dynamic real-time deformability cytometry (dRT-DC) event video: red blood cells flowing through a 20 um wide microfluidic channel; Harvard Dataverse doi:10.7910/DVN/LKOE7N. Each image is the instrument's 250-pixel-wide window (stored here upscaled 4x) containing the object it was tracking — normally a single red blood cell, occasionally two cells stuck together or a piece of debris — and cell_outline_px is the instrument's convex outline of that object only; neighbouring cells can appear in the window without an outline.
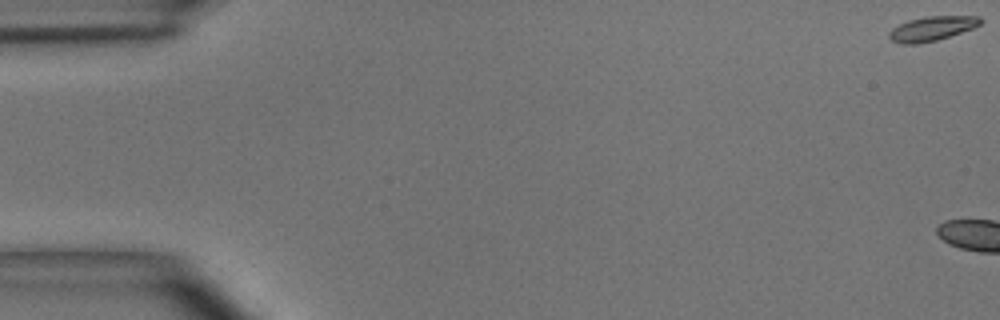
{"species": "common noctule bat (a hibernating species)", "species_latin": "Nyctalus noctula", "temperature_condition": "room temperature", "stored_images_in_passage": 7, "segment_of_instrument_passage": [1, 3], "camera_frame_rate_fps": 3000, "um_per_image_px": 0.085, "animal": {"sex": "male", "body_mass_g": 15.6}, "frame": {"image": 1, "passage_image": 1, "time_ms": 0.0, "image_size_px": [1000, 320], "cell_outline_px": [[984, 20], [980, 24], [972, 28], [936, 40], [916, 44], [904, 44], [892, 40], [888, 36], [888, 32], [892, 28], [908, 20], [928, 16], [980, 16]], "centroid_in_image_um": [79.2, 2.41], "position_along_channel_um": 5.8, "area_um2": 12.83}}